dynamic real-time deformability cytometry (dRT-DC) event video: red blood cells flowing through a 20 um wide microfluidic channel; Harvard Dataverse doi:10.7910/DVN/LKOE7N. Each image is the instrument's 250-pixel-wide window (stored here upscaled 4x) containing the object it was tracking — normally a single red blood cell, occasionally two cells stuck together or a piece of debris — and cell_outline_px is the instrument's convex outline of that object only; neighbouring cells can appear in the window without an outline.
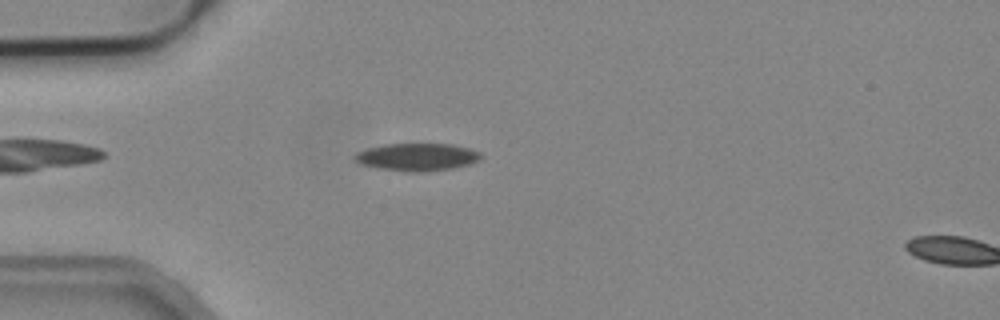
{"species": "common noctule bat (a hibernating species)", "species_latin": "Nyctalus noctula", "temperature_condition": "cold", "stored_images_in_passage": 3, "segment_of_instrument_passage": [1, 2], "camera_frame_rate_fps": 3000, "um_per_image_px": 0.085, "animal": {"sex": "male", "body_mass_g": 19.2, "forearm_length_mm": 51.8}, "frame": {"image": 1, "passage_image": 2, "time_ms": 0.333, "image_size_px": [1000, 320], "cell_outline_px": [[480, 160], [468, 164], [452, 168], [420, 172], [412, 172], [380, 168], [360, 164], [352, 156], [356, 152], [368, 148], [384, 144], [452, 144], [468, 148], [480, 152]], "centroid_in_image_um": [35.43, 13.34], "position_along_channel_um": 49.6, "area_um2": 20.06}}